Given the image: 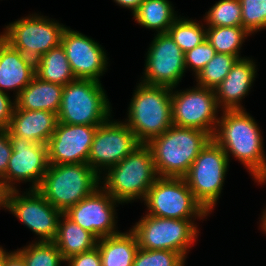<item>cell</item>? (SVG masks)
<instances>
[{"instance_id": "cell-1", "label": "cell", "mask_w": 266, "mask_h": 266, "mask_svg": "<svg viewBox=\"0 0 266 266\" xmlns=\"http://www.w3.org/2000/svg\"><path fill=\"white\" fill-rule=\"evenodd\" d=\"M220 113L212 138L224 150L229 162L230 157L236 158L257 185L266 184V153L259 124L246 109Z\"/></svg>"}, {"instance_id": "cell-2", "label": "cell", "mask_w": 266, "mask_h": 266, "mask_svg": "<svg viewBox=\"0 0 266 266\" xmlns=\"http://www.w3.org/2000/svg\"><path fill=\"white\" fill-rule=\"evenodd\" d=\"M211 138L204 130L172 125L151 139L146 145L152 152L158 177L184 178Z\"/></svg>"}, {"instance_id": "cell-3", "label": "cell", "mask_w": 266, "mask_h": 266, "mask_svg": "<svg viewBox=\"0 0 266 266\" xmlns=\"http://www.w3.org/2000/svg\"><path fill=\"white\" fill-rule=\"evenodd\" d=\"M157 178L152 152L146 144H141L100 175V186L124 205L138 199L143 202Z\"/></svg>"}, {"instance_id": "cell-4", "label": "cell", "mask_w": 266, "mask_h": 266, "mask_svg": "<svg viewBox=\"0 0 266 266\" xmlns=\"http://www.w3.org/2000/svg\"><path fill=\"white\" fill-rule=\"evenodd\" d=\"M136 84L124 122L141 144H147L173 125L172 89L141 82Z\"/></svg>"}, {"instance_id": "cell-5", "label": "cell", "mask_w": 266, "mask_h": 266, "mask_svg": "<svg viewBox=\"0 0 266 266\" xmlns=\"http://www.w3.org/2000/svg\"><path fill=\"white\" fill-rule=\"evenodd\" d=\"M100 187V175L86 163L49 165L37 190L56 209L70 207Z\"/></svg>"}, {"instance_id": "cell-6", "label": "cell", "mask_w": 266, "mask_h": 266, "mask_svg": "<svg viewBox=\"0 0 266 266\" xmlns=\"http://www.w3.org/2000/svg\"><path fill=\"white\" fill-rule=\"evenodd\" d=\"M112 105L101 82L75 79L63 86L58 122L99 126L112 116Z\"/></svg>"}, {"instance_id": "cell-7", "label": "cell", "mask_w": 266, "mask_h": 266, "mask_svg": "<svg viewBox=\"0 0 266 266\" xmlns=\"http://www.w3.org/2000/svg\"><path fill=\"white\" fill-rule=\"evenodd\" d=\"M195 221L160 218L145 213L130 230L135 234L139 248L171 250L187 259L192 245L198 241L200 228Z\"/></svg>"}, {"instance_id": "cell-8", "label": "cell", "mask_w": 266, "mask_h": 266, "mask_svg": "<svg viewBox=\"0 0 266 266\" xmlns=\"http://www.w3.org/2000/svg\"><path fill=\"white\" fill-rule=\"evenodd\" d=\"M229 164L224 150L211 138L184 177L196 200L209 214L212 213L221 197Z\"/></svg>"}, {"instance_id": "cell-9", "label": "cell", "mask_w": 266, "mask_h": 266, "mask_svg": "<svg viewBox=\"0 0 266 266\" xmlns=\"http://www.w3.org/2000/svg\"><path fill=\"white\" fill-rule=\"evenodd\" d=\"M65 28L63 23L34 12L5 25L0 36L24 56L36 61L61 44Z\"/></svg>"}, {"instance_id": "cell-10", "label": "cell", "mask_w": 266, "mask_h": 266, "mask_svg": "<svg viewBox=\"0 0 266 266\" xmlns=\"http://www.w3.org/2000/svg\"><path fill=\"white\" fill-rule=\"evenodd\" d=\"M143 202L146 214L160 218L204 221L210 216L196 200L184 178L158 177Z\"/></svg>"}, {"instance_id": "cell-11", "label": "cell", "mask_w": 266, "mask_h": 266, "mask_svg": "<svg viewBox=\"0 0 266 266\" xmlns=\"http://www.w3.org/2000/svg\"><path fill=\"white\" fill-rule=\"evenodd\" d=\"M4 209L37 236L34 242L55 241L62 212L37 189L26 188L25 192L19 189L6 191Z\"/></svg>"}, {"instance_id": "cell-12", "label": "cell", "mask_w": 266, "mask_h": 266, "mask_svg": "<svg viewBox=\"0 0 266 266\" xmlns=\"http://www.w3.org/2000/svg\"><path fill=\"white\" fill-rule=\"evenodd\" d=\"M171 107L173 125L204 130L213 137L222 111L213 89L197 84L184 90L172 88Z\"/></svg>"}, {"instance_id": "cell-13", "label": "cell", "mask_w": 266, "mask_h": 266, "mask_svg": "<svg viewBox=\"0 0 266 266\" xmlns=\"http://www.w3.org/2000/svg\"><path fill=\"white\" fill-rule=\"evenodd\" d=\"M147 49L139 82L175 88L186 73L184 52L168 33L155 34Z\"/></svg>"}, {"instance_id": "cell-14", "label": "cell", "mask_w": 266, "mask_h": 266, "mask_svg": "<svg viewBox=\"0 0 266 266\" xmlns=\"http://www.w3.org/2000/svg\"><path fill=\"white\" fill-rule=\"evenodd\" d=\"M140 145L134 132L125 122L111 116L97 126L87 164L102 175L103 171L117 165Z\"/></svg>"}, {"instance_id": "cell-15", "label": "cell", "mask_w": 266, "mask_h": 266, "mask_svg": "<svg viewBox=\"0 0 266 266\" xmlns=\"http://www.w3.org/2000/svg\"><path fill=\"white\" fill-rule=\"evenodd\" d=\"M9 137L12 153L6 174L0 179L3 188L6 191L20 190L21 182H31L28 189H37L49 166L47 145L18 136Z\"/></svg>"}, {"instance_id": "cell-16", "label": "cell", "mask_w": 266, "mask_h": 266, "mask_svg": "<svg viewBox=\"0 0 266 266\" xmlns=\"http://www.w3.org/2000/svg\"><path fill=\"white\" fill-rule=\"evenodd\" d=\"M119 204L121 203L100 186L91 195L70 207L65 214L97 239H101L121 232L117 230L116 208Z\"/></svg>"}, {"instance_id": "cell-17", "label": "cell", "mask_w": 266, "mask_h": 266, "mask_svg": "<svg viewBox=\"0 0 266 266\" xmlns=\"http://www.w3.org/2000/svg\"><path fill=\"white\" fill-rule=\"evenodd\" d=\"M61 45L76 79H90L98 82L107 72L109 57L106 50L93 38L66 27Z\"/></svg>"}, {"instance_id": "cell-18", "label": "cell", "mask_w": 266, "mask_h": 266, "mask_svg": "<svg viewBox=\"0 0 266 266\" xmlns=\"http://www.w3.org/2000/svg\"><path fill=\"white\" fill-rule=\"evenodd\" d=\"M97 126L57 123L47 143L48 163H86Z\"/></svg>"}, {"instance_id": "cell-19", "label": "cell", "mask_w": 266, "mask_h": 266, "mask_svg": "<svg viewBox=\"0 0 266 266\" xmlns=\"http://www.w3.org/2000/svg\"><path fill=\"white\" fill-rule=\"evenodd\" d=\"M257 66L256 61L247 56L236 61L225 79L214 89L221 110H245L242 100L254 86Z\"/></svg>"}, {"instance_id": "cell-20", "label": "cell", "mask_w": 266, "mask_h": 266, "mask_svg": "<svg viewBox=\"0 0 266 266\" xmlns=\"http://www.w3.org/2000/svg\"><path fill=\"white\" fill-rule=\"evenodd\" d=\"M35 76V61L24 56L0 36V91L14 99ZM10 90V91H9Z\"/></svg>"}, {"instance_id": "cell-21", "label": "cell", "mask_w": 266, "mask_h": 266, "mask_svg": "<svg viewBox=\"0 0 266 266\" xmlns=\"http://www.w3.org/2000/svg\"><path fill=\"white\" fill-rule=\"evenodd\" d=\"M58 123L57 113L15 109L7 128L9 136H18L47 145Z\"/></svg>"}, {"instance_id": "cell-22", "label": "cell", "mask_w": 266, "mask_h": 266, "mask_svg": "<svg viewBox=\"0 0 266 266\" xmlns=\"http://www.w3.org/2000/svg\"><path fill=\"white\" fill-rule=\"evenodd\" d=\"M62 92V85L43 81L34 76L32 81L15 98V109L58 113Z\"/></svg>"}, {"instance_id": "cell-23", "label": "cell", "mask_w": 266, "mask_h": 266, "mask_svg": "<svg viewBox=\"0 0 266 266\" xmlns=\"http://www.w3.org/2000/svg\"><path fill=\"white\" fill-rule=\"evenodd\" d=\"M102 266H133L139 248L135 234L129 229L97 240Z\"/></svg>"}, {"instance_id": "cell-24", "label": "cell", "mask_w": 266, "mask_h": 266, "mask_svg": "<svg viewBox=\"0 0 266 266\" xmlns=\"http://www.w3.org/2000/svg\"><path fill=\"white\" fill-rule=\"evenodd\" d=\"M97 238L89 231L62 213L58 222V232L54 243L64 260L92 250L97 245Z\"/></svg>"}, {"instance_id": "cell-25", "label": "cell", "mask_w": 266, "mask_h": 266, "mask_svg": "<svg viewBox=\"0 0 266 266\" xmlns=\"http://www.w3.org/2000/svg\"><path fill=\"white\" fill-rule=\"evenodd\" d=\"M132 16L142 28L161 34L167 33L180 15L169 0H144Z\"/></svg>"}, {"instance_id": "cell-26", "label": "cell", "mask_w": 266, "mask_h": 266, "mask_svg": "<svg viewBox=\"0 0 266 266\" xmlns=\"http://www.w3.org/2000/svg\"><path fill=\"white\" fill-rule=\"evenodd\" d=\"M35 76L62 86L76 79L61 44L35 61Z\"/></svg>"}, {"instance_id": "cell-27", "label": "cell", "mask_w": 266, "mask_h": 266, "mask_svg": "<svg viewBox=\"0 0 266 266\" xmlns=\"http://www.w3.org/2000/svg\"><path fill=\"white\" fill-rule=\"evenodd\" d=\"M250 34L242 26L206 27V39L216 53L231 54L238 59L242 45Z\"/></svg>"}, {"instance_id": "cell-28", "label": "cell", "mask_w": 266, "mask_h": 266, "mask_svg": "<svg viewBox=\"0 0 266 266\" xmlns=\"http://www.w3.org/2000/svg\"><path fill=\"white\" fill-rule=\"evenodd\" d=\"M181 15L168 29V34L180 49L186 53L206 40V26L196 18H184Z\"/></svg>"}, {"instance_id": "cell-29", "label": "cell", "mask_w": 266, "mask_h": 266, "mask_svg": "<svg viewBox=\"0 0 266 266\" xmlns=\"http://www.w3.org/2000/svg\"><path fill=\"white\" fill-rule=\"evenodd\" d=\"M26 266H62L65 263L62 254L54 242H30L15 250Z\"/></svg>"}, {"instance_id": "cell-30", "label": "cell", "mask_w": 266, "mask_h": 266, "mask_svg": "<svg viewBox=\"0 0 266 266\" xmlns=\"http://www.w3.org/2000/svg\"><path fill=\"white\" fill-rule=\"evenodd\" d=\"M238 58L231 54L216 53L195 77L196 84L215 89L228 75Z\"/></svg>"}, {"instance_id": "cell-31", "label": "cell", "mask_w": 266, "mask_h": 266, "mask_svg": "<svg viewBox=\"0 0 266 266\" xmlns=\"http://www.w3.org/2000/svg\"><path fill=\"white\" fill-rule=\"evenodd\" d=\"M204 16L206 27L242 26L239 0H219L205 12Z\"/></svg>"}, {"instance_id": "cell-32", "label": "cell", "mask_w": 266, "mask_h": 266, "mask_svg": "<svg viewBox=\"0 0 266 266\" xmlns=\"http://www.w3.org/2000/svg\"><path fill=\"white\" fill-rule=\"evenodd\" d=\"M242 27L252 36L266 30V0H239Z\"/></svg>"}, {"instance_id": "cell-33", "label": "cell", "mask_w": 266, "mask_h": 266, "mask_svg": "<svg viewBox=\"0 0 266 266\" xmlns=\"http://www.w3.org/2000/svg\"><path fill=\"white\" fill-rule=\"evenodd\" d=\"M186 259L171 250H146L138 248L133 266H186Z\"/></svg>"}, {"instance_id": "cell-34", "label": "cell", "mask_w": 266, "mask_h": 266, "mask_svg": "<svg viewBox=\"0 0 266 266\" xmlns=\"http://www.w3.org/2000/svg\"><path fill=\"white\" fill-rule=\"evenodd\" d=\"M216 51L206 39L198 46L184 53L185 69H191L196 77L205 65L215 56Z\"/></svg>"}, {"instance_id": "cell-35", "label": "cell", "mask_w": 266, "mask_h": 266, "mask_svg": "<svg viewBox=\"0 0 266 266\" xmlns=\"http://www.w3.org/2000/svg\"><path fill=\"white\" fill-rule=\"evenodd\" d=\"M66 266H102L98 247L92 250L74 255L65 260Z\"/></svg>"}, {"instance_id": "cell-36", "label": "cell", "mask_w": 266, "mask_h": 266, "mask_svg": "<svg viewBox=\"0 0 266 266\" xmlns=\"http://www.w3.org/2000/svg\"><path fill=\"white\" fill-rule=\"evenodd\" d=\"M15 107V99L12 100L9 94L0 91V129L9 127Z\"/></svg>"}, {"instance_id": "cell-37", "label": "cell", "mask_w": 266, "mask_h": 266, "mask_svg": "<svg viewBox=\"0 0 266 266\" xmlns=\"http://www.w3.org/2000/svg\"><path fill=\"white\" fill-rule=\"evenodd\" d=\"M12 145L7 129H0V179L6 174Z\"/></svg>"}, {"instance_id": "cell-38", "label": "cell", "mask_w": 266, "mask_h": 266, "mask_svg": "<svg viewBox=\"0 0 266 266\" xmlns=\"http://www.w3.org/2000/svg\"><path fill=\"white\" fill-rule=\"evenodd\" d=\"M5 266H26V264L15 250L8 252L5 248Z\"/></svg>"}, {"instance_id": "cell-39", "label": "cell", "mask_w": 266, "mask_h": 266, "mask_svg": "<svg viewBox=\"0 0 266 266\" xmlns=\"http://www.w3.org/2000/svg\"><path fill=\"white\" fill-rule=\"evenodd\" d=\"M113 1L121 8L125 9L127 8L128 10L130 9L133 15L144 0H113Z\"/></svg>"}, {"instance_id": "cell-40", "label": "cell", "mask_w": 266, "mask_h": 266, "mask_svg": "<svg viewBox=\"0 0 266 266\" xmlns=\"http://www.w3.org/2000/svg\"><path fill=\"white\" fill-rule=\"evenodd\" d=\"M261 214H262L260 217L261 220H259V222H260L259 223V226H260L259 230L261 228L262 233H265V235H266V207L264 208V210Z\"/></svg>"}, {"instance_id": "cell-41", "label": "cell", "mask_w": 266, "mask_h": 266, "mask_svg": "<svg viewBox=\"0 0 266 266\" xmlns=\"http://www.w3.org/2000/svg\"><path fill=\"white\" fill-rule=\"evenodd\" d=\"M5 194L6 190L3 188L0 180V210L5 208Z\"/></svg>"}, {"instance_id": "cell-42", "label": "cell", "mask_w": 266, "mask_h": 266, "mask_svg": "<svg viewBox=\"0 0 266 266\" xmlns=\"http://www.w3.org/2000/svg\"><path fill=\"white\" fill-rule=\"evenodd\" d=\"M0 266H5V248L0 245Z\"/></svg>"}]
</instances>
